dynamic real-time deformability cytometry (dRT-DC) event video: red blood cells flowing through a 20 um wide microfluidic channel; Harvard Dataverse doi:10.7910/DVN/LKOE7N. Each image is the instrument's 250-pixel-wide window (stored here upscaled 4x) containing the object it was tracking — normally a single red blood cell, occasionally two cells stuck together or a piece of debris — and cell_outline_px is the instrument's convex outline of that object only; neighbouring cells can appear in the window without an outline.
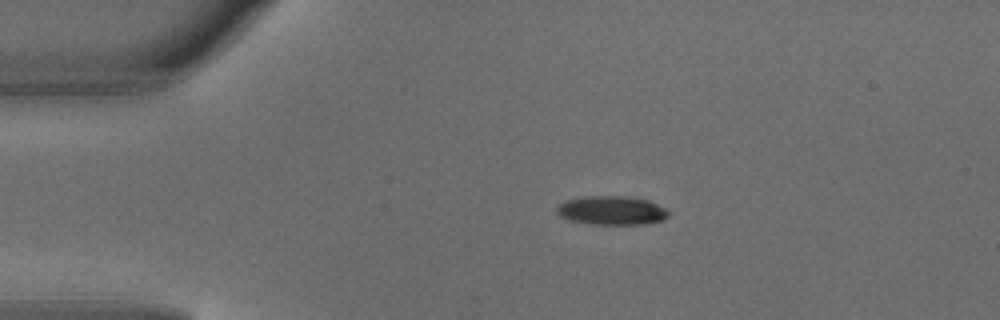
{"species": "common noctule bat (a hibernating species)", "species_latin": "Nyctalus noctula", "temperature_condition": "warm", "stored_images_in_passage": 3, "camera_frame_rate_fps": 3000, "um_per_image_px": 0.085, "animal": {"sex": "male", "body_mass_g": 18.8}, "frame": {"image": 1, "passage_image": 3, "time_ms": 0.667, "image_size_px": [1000, 320], "cell_outline_px": [[668, 216], [664, 220], [644, 224], [592, 224], [568, 220], [560, 216], [556, 212], [556, 208], [560, 204], [568, 200], [584, 196], [624, 196], [648, 200], [664, 208], [668, 212]], "centroid_in_image_um": [51.98, 17.89], "position_along_channel_um": 33.0, "area_um2": 18.67}}